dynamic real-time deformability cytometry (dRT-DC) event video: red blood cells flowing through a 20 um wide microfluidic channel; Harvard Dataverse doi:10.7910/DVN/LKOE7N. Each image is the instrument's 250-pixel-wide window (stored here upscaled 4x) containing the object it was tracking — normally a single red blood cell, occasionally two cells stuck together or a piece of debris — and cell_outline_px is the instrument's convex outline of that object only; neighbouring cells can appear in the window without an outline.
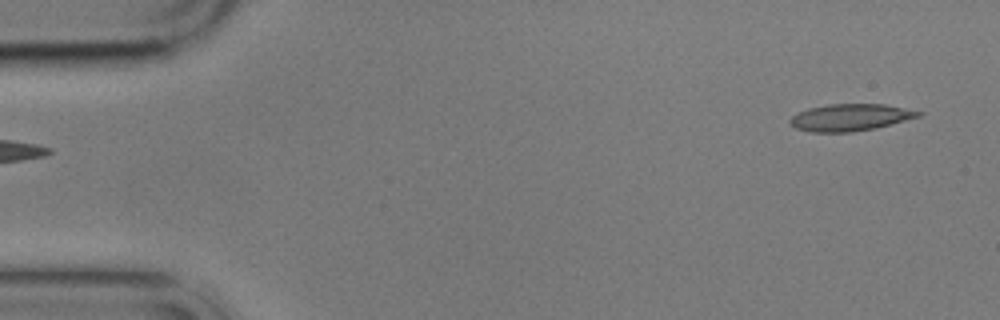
{"species": "common noctule bat (a hibernating species)", "species_latin": "Nyctalus noctula", "temperature_condition": "cold", "stored_images_in_passage": 14, "camera_frame_rate_fps": 3000, "um_per_image_px": 0.085, "animal": {"sex": "male", "body_mass_g": 17.9}, "frame": {"image": 1, "passage_image": 1, "time_ms": 0.0, "image_size_px": [1000, 320], "cell_outline_px": [[924, 112], [920, 116], [876, 128], [852, 132], [808, 132], [796, 128], [788, 120], [792, 116], [808, 108], [828, 104], [884, 104]], "centroid_in_image_um": [72.26, 9.98], "position_along_channel_um": 12.7, "area_um2": 20.06}}
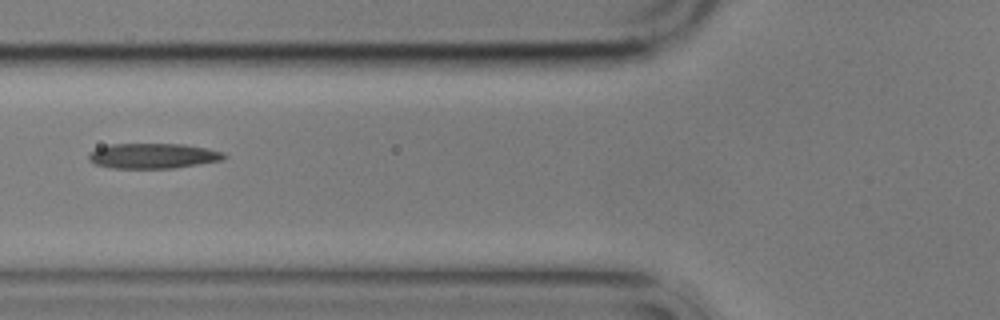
{"frame": {"image": 2, "passage_image": 5, "time_ms": 6.0, "image_size_px": [1000, 320], "cell_outline_px": [[228, 156], [224, 160], [176, 168], [112, 168], [96, 164], [88, 160], [88, 152], [96, 148], [112, 144], [184, 144], [208, 148], [224, 152]], "centroid_in_image_um": [13.04, 13.25], "position_along_channel_um": 112.8, "area_um2": 20.11}}
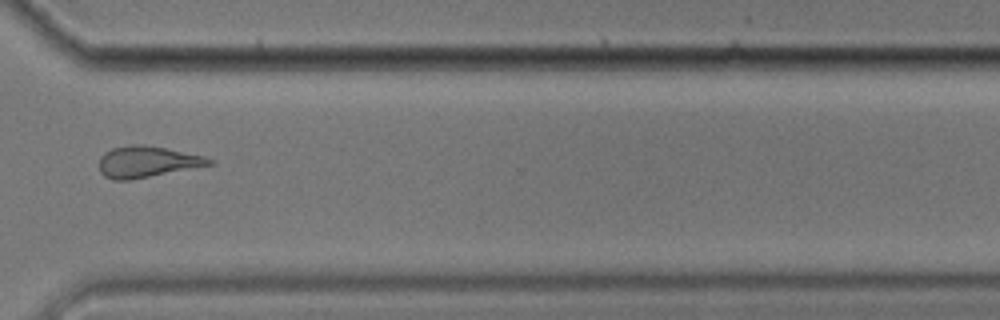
{"frame": {"image": 3, "passage_image": 11, "time_ms": 13.0, "image_size_px": [1000, 320], "cell_outline_px": [[216, 164], [128, 180], [112, 180], [104, 176], [100, 172], [100, 156], [104, 152], [112, 148], [132, 144], [144, 144], [204, 156], [212, 160]], "centroid_in_image_um": [12.48, 13.75], "position_along_channel_um": 358.1, "area_um2": 19.94}, "authors_computed_cell_mechanics": {"area_um2": 20.0855, "velocity_mm_per_s": 3.5106, "shape_relaxation_time_tau1_ms": 7.8042, "shape_relaxation_time_tau2_ms": 3.5181, "deformation_change_tau1": 0.2023, "deformation_change_tau2": 0.1483}}